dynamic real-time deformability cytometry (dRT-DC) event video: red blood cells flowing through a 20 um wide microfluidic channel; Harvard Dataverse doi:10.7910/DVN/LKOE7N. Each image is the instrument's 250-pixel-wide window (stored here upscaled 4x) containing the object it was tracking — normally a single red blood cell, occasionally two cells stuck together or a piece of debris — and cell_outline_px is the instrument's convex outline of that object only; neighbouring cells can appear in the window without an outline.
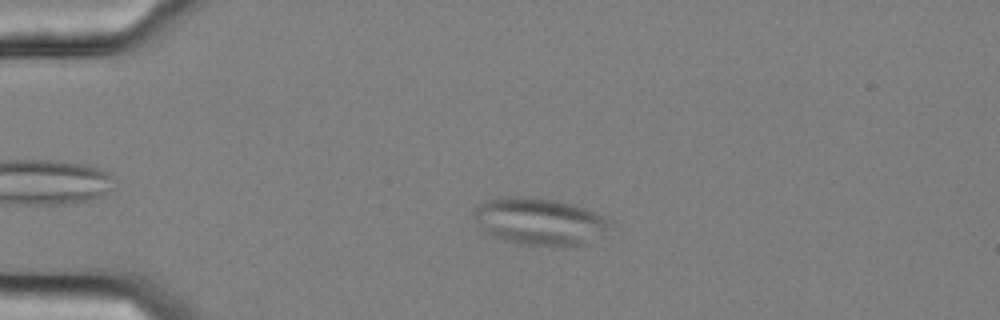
{"species": "common noctule bat (a hibernating species)", "species_latin": "Nyctalus noctula", "temperature_condition": "cold", "stored_images_in_passage": 47, "camera_frame_rate_fps": 3000, "um_per_image_px": 0.085, "animal": {"sex": "female", "body_mass_g": 25.1}, "frame": {"image": 1, "passage_image": 4, "time_ms": 1.0, "image_size_px": [1000, 320], "cell_outline_px": [[612, 220], [604, 236], [588, 244], [576, 248], [552, 248], [520, 244], [504, 240], [492, 236], [472, 216], [472, 212], [480, 204], [496, 196], [532, 196], [560, 200], [576, 204], [604, 216]], "centroid_in_image_um": [45.96, 18.85], "position_along_channel_um": 39.0, "area_um2": 38.78}}
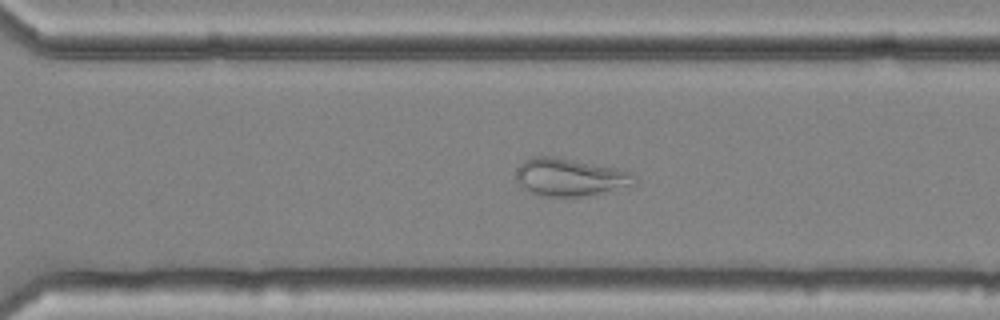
{"frame": {"image": 2, "passage_image": 31, "time_ms": 10.0, "image_size_px": [1000, 320], "cell_outline_px": [[636, 184], [584, 196], [544, 196], [532, 192], [524, 188], [516, 180], [516, 168], [524, 160], [532, 156], [552, 156], [616, 168], [632, 172], [636, 176]], "centroid_in_image_um": [48.43, 15.05], "position_along_channel_um": 322.2, "area_um2": 25.72}}
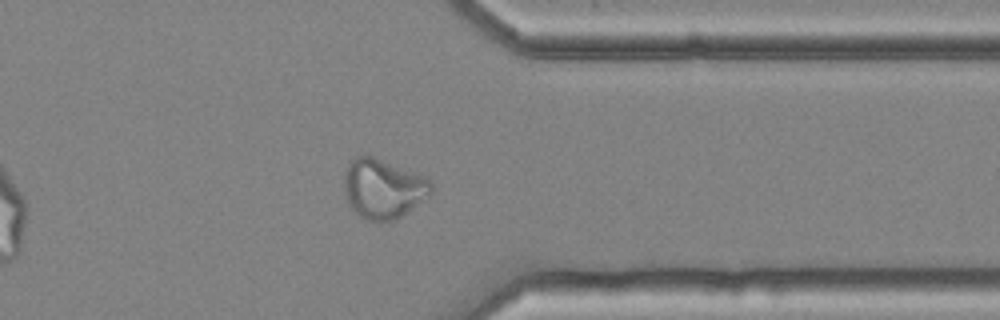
{"frame": {"image": 3, "passage_image": 36, "time_ms": 11.667, "image_size_px": [1000, 320], "cell_outline_px": [[432, 192], [396, 220], [380, 224], [368, 220], [352, 212], [348, 204], [344, 188], [344, 172], [348, 164], [356, 156], [372, 156], [432, 180]], "centroid_in_image_um": [32.52, 16.08], "position_along_channel_um": 378.9, "area_um2": 30.17}}